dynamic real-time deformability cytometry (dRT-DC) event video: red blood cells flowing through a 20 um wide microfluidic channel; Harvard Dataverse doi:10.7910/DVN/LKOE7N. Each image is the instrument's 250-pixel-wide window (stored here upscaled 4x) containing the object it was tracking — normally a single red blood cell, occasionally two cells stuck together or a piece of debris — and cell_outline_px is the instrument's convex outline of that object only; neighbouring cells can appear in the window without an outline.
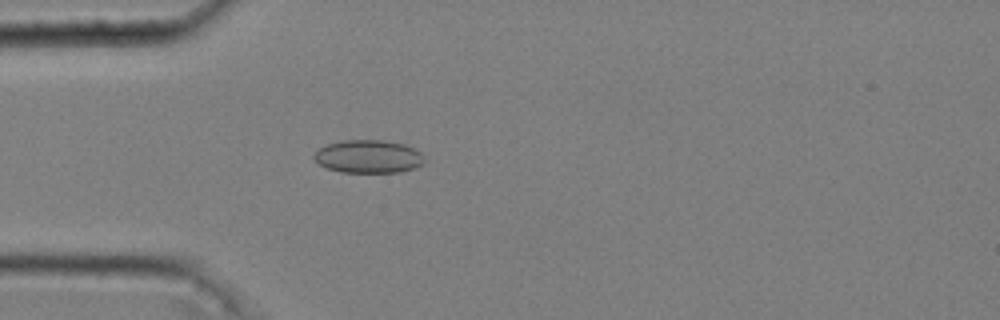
{"species": "common noctule bat (a hibernating species)", "species_latin": "Nyctalus noctula", "temperature_condition": "cold", "stored_images_in_passage": 53, "camera_frame_rate_fps": 3000, "um_per_image_px": 0.085, "animal": {"sex": "male", "body_mass_g": 20.4}, "frame": {"image": 1, "passage_image": 16, "time_ms": 5.0, "image_size_px": [1000, 320], "cell_outline_px": [[428, 160], [424, 164], [400, 172], [340, 172], [328, 168], [320, 164], [312, 156], [320, 148], [328, 144], [340, 140], [384, 140], [404, 144], [416, 148]], "centroid_in_image_um": [31.37, 13.3], "position_along_channel_um": 53.6, "area_um2": 21.39}}
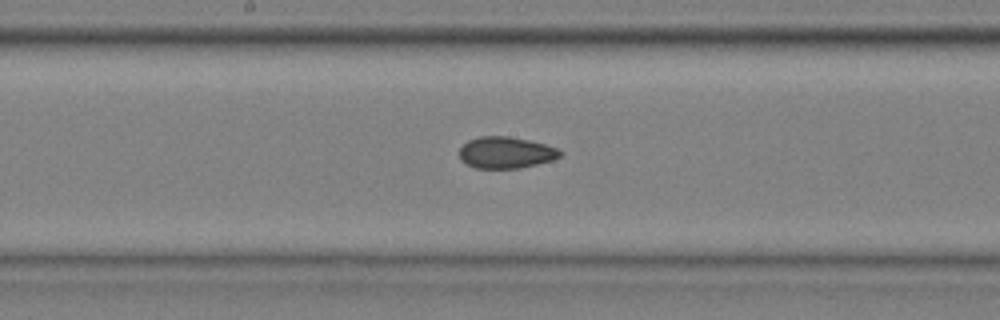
{"frame": {"image": 2, "passage_image": 29, "time_ms": 9.333, "image_size_px": [1000, 320], "cell_outline_px": [[564, 152], [560, 156], [552, 160], [520, 168], [476, 168], [460, 160], [460, 148], [468, 140], [480, 136], [508, 136], [528, 140], [560, 148]], "centroid_in_image_um": [43.02, 12.96], "position_along_channel_um": 205.2, "area_um2": 18.5}}
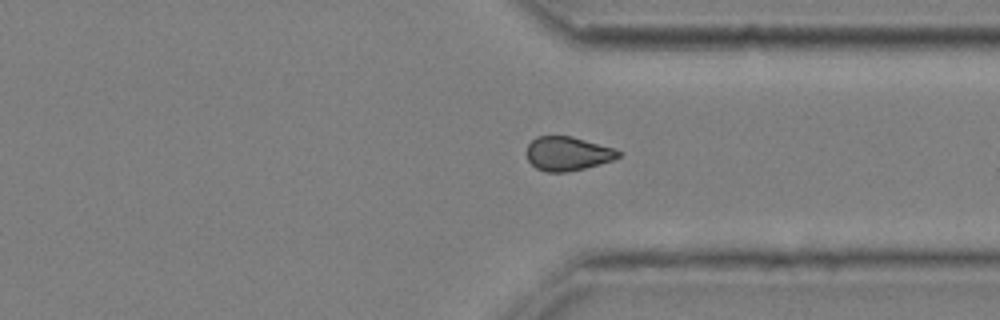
{"frame": {"image": 3, "passage_image": 42, "time_ms": 13.667, "image_size_px": [1000, 320], "cell_outline_px": [[624, 152], [620, 156], [612, 160], [600, 164], [568, 172], [544, 172], [536, 168], [528, 160], [528, 144], [536, 136], [572, 136], [616, 148]], "centroid_in_image_um": [48.29, 13.05], "position_along_channel_um": 363.1, "area_um2": 18.32}, "authors_computed_cell_mechanics": {"area_um2": 18.8428, "velocity_mm_per_s": 3.6336, "shape_relaxation_time_tau1_ms": 6.1002, "shape_relaxation_time_tau2_ms": 3.7102, "deformation_change_tau1": 0.082, "deformation_change_tau2": 0.0905}}